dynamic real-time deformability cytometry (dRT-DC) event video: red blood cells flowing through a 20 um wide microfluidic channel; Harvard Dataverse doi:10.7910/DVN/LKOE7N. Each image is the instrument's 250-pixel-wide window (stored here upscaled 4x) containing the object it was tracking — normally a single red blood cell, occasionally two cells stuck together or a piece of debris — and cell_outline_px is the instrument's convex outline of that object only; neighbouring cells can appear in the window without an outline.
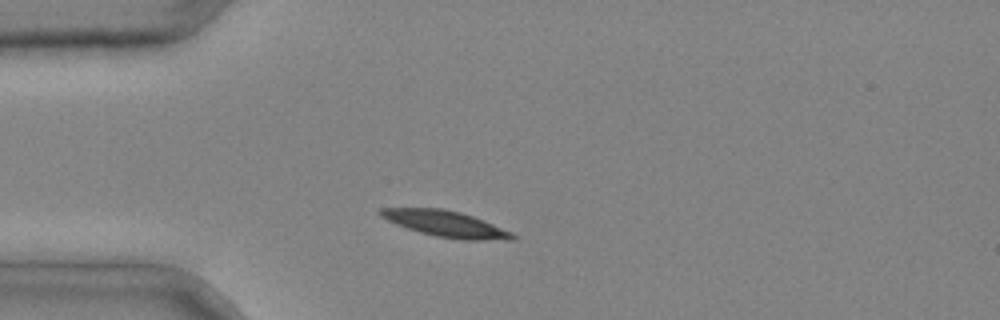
{"species": "common noctule bat (a hibernating species)", "species_latin": "Nyctalus noctula", "temperature_condition": "cold", "stored_images_in_passage": 1, "camera_frame_rate_fps": 3000, "um_per_image_px": 0.085, "animal": {"sex": "male", "body_mass_g": 20.4}, "frame": {"image": 1, "passage_image": 1, "time_ms": 0.0, "image_size_px": [1000, 320], "cell_outline_px": [[516, 236], [512, 240], [464, 240], [436, 236], [420, 232], [396, 224], [380, 216], [376, 212], [380, 208], [440, 208], [460, 212], [472, 216], [512, 232]], "centroid_in_image_um": [37.87, 19.02], "position_along_channel_um": 47.1, "area_um2": 19.83}}